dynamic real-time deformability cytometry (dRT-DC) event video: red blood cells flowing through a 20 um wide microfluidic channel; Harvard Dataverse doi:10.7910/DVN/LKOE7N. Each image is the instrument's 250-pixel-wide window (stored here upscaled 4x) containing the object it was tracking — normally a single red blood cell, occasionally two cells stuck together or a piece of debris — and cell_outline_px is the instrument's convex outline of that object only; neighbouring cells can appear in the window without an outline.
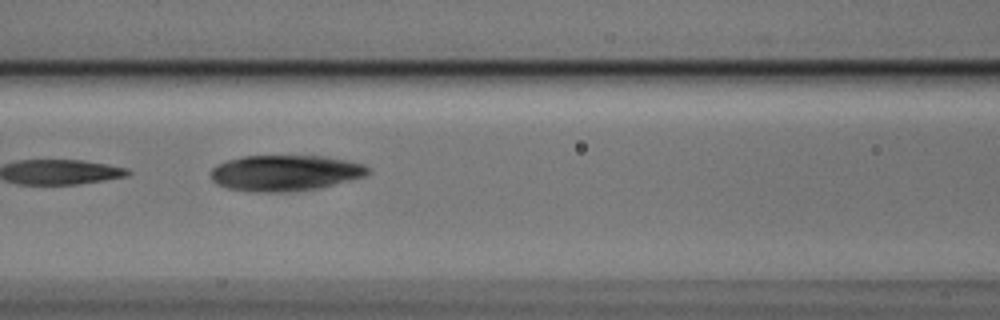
{"species": "Egyptian fruit bat (a non-hibernating species)", "species_latin": "Rousettus aegyptiacus", "temperature_condition": "cold", "stored_images_in_passage": 9, "camera_frame_rate_fps": 3000, "um_per_image_px": 0.085, "animal": {"sex": "male"}, "frame": {"image": 1, "passage_image": 8, "time_ms": 2.333, "image_size_px": [1000, 320], "cell_outline_px": [[372, 172], [364, 176], [320, 188], [292, 192], [256, 192], [228, 188], [216, 184], [212, 180], [212, 168], [216, 164], [228, 160], [244, 156], [324, 156], [364, 164], [372, 168]], "centroid_in_image_um": [24.26, 14.7], "position_along_channel_um": 142.3, "area_um2": 33.0}}